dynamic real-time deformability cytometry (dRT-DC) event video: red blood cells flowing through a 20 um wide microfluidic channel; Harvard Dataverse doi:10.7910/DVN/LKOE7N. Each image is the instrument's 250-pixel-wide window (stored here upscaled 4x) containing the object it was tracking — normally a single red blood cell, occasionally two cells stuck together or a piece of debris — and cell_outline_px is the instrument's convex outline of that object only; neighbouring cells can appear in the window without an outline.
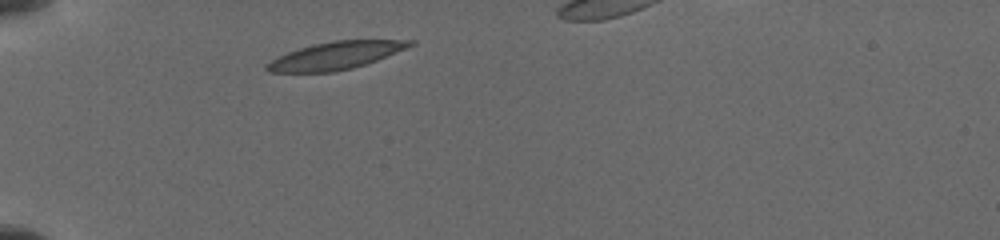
{"species": "common noctule bat (a hibernating species)", "species_latin": "Nyctalus noctula", "temperature_condition": "cold", "stored_images_in_passage": 36, "camera_frame_rate_fps": 3000, "um_per_image_px": 0.085, "animal": {"sex": "female", "body_mass_g": 19.5, "forearm_length_mm": 54.1}, "frame": {"image": 1, "passage_image": 1, "time_ms": 0.0, "image_size_px": [1000, 240], "cell_outline_px": [[416, 44], [376, 60], [352, 68], [336, 72], [272, 72], [264, 68], [264, 64], [288, 52], [300, 48], [316, 44], [336, 40], [416, 40]], "centroid_in_image_um": [28.54, 4.72], "position_along_channel_um": 56.5, "area_um2": 22.66}}
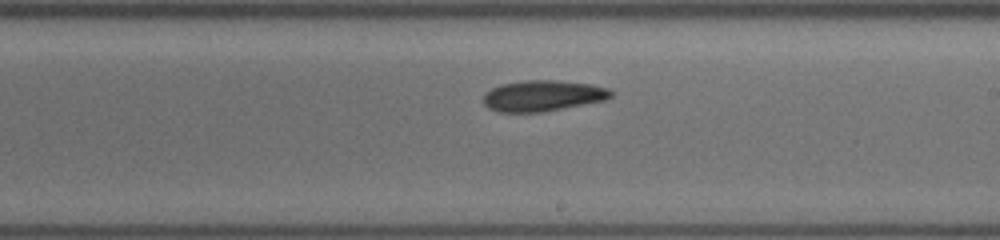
{"frame": {"image": 2, "passage_image": 23, "time_ms": 5.333, "image_size_px": [1000, 240], "cell_outline_px": [[612, 96], [604, 100], [544, 112], [496, 112], [488, 108], [484, 104], [484, 96], [492, 88], [500, 84], [524, 80], [560, 80], [588, 84], [608, 88], [612, 92]], "centroid_in_image_um": [46.11, 8.14], "position_along_channel_um": 242.9, "area_um2": 22.95}}
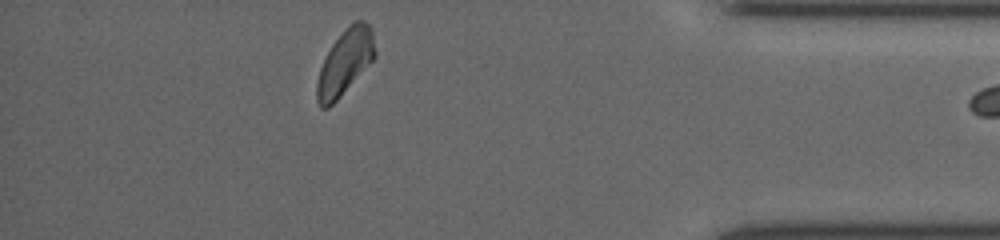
{"frame": {"image": 3, "passage_image": 35, "time_ms": 10.333, "image_size_px": [1000, 240], "cell_outline_px": [[376, 56], [340, 96], [328, 108], [320, 108], [316, 100], [316, 84], [320, 68], [332, 44], [356, 20], [364, 20], [372, 28], [376, 52]], "centroid_in_image_um": [29.32, 5.31], "position_along_channel_um": 405.9, "area_um2": 21.56}}